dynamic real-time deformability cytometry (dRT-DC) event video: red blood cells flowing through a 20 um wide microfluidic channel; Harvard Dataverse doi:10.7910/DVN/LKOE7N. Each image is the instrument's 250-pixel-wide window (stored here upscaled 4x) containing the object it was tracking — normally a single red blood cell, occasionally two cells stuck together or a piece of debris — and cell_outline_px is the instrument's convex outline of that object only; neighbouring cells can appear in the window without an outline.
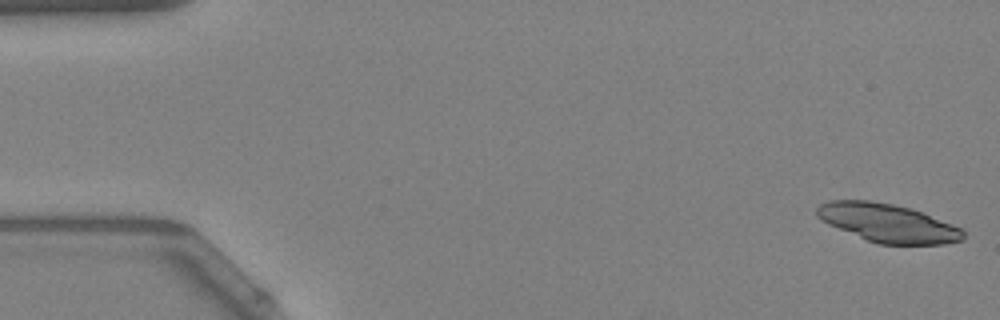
{"species": "Egyptian fruit bat (a non-hibernating species)", "species_latin": "Rousettus aegyptiacus", "temperature_condition": "warm", "stored_images_in_passage": 20, "camera_frame_rate_fps": 3000, "um_per_image_px": 0.085, "animal": {"sex": "female"}, "frame": {"image": 1, "passage_image": 1, "time_ms": 0.0, "image_size_px": [1000, 320], "cell_outline_px": [[964, 240], [944, 244], [880, 244], [868, 240], [828, 224], [820, 220], [816, 216], [816, 208], [820, 204], [828, 200], [868, 200], [892, 204], [912, 208], [952, 224], [960, 228], [964, 232]], "centroid_in_image_um": [75.45, 18.94], "position_along_channel_um": 9.6, "area_um2": 32.6}}